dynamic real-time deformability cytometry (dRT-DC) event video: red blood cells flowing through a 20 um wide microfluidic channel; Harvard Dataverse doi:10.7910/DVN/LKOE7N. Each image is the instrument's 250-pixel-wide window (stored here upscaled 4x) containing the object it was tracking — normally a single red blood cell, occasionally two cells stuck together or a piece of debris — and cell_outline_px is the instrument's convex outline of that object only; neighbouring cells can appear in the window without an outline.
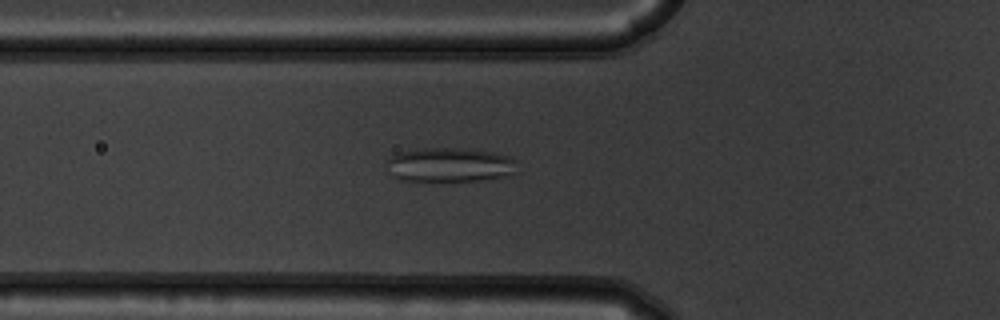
{"species": "common noctule bat (a hibernating species)", "species_latin": "Nyctalus noctula", "temperature_condition": "warm", "stored_images_in_passage": 55, "camera_frame_rate_fps": 3000, "um_per_image_px": 0.085, "animal": {"sex": "male", "body_mass_g": 19.5, "forearm_length_mm": 54.6}, "frame": {"image": 1, "passage_image": 20, "time_ms": 6.333, "image_size_px": [1000, 320], "cell_outline_px": [[516, 160], [512, 176], [480, 180], [400, 180], [392, 176], [388, 160], [392, 156], [400, 152], [424, 148], [460, 148], [492, 152], [512, 156]], "centroid_in_image_um": [38.29, 14.0], "position_along_channel_um": 87.5, "area_um2": 25.72}}
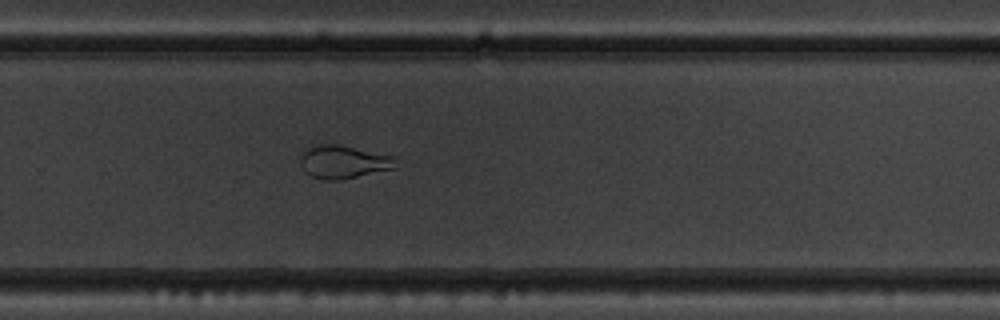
{"frame": {"image": 2, "passage_image": 37, "time_ms": 12.0, "image_size_px": [1000, 320], "cell_outline_px": [[396, 168], [340, 180], [324, 180], [312, 176], [304, 172], [300, 164], [300, 160], [304, 148], [312, 144], [336, 144], [392, 156]], "centroid_in_image_um": [29.1, 13.76], "position_along_channel_um": 300.7, "area_um2": 18.32}}
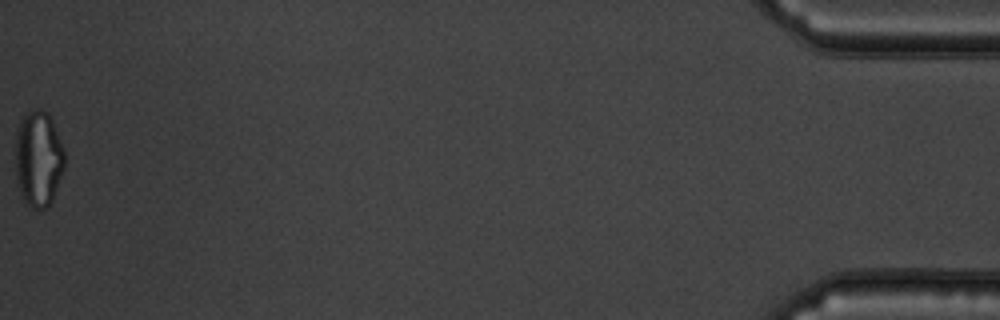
{"frame": {"image": 3, "passage_image": 55, "time_ms": 18.0, "image_size_px": [1000, 320], "cell_outline_px": [[64, 168], [52, 200], [48, 208], [32, 208], [20, 196], [16, 176], [16, 140], [20, 120], [28, 112], [36, 108], [48, 112], [52, 120], [64, 148]], "centroid_in_image_um": [3.27, 13.5], "position_along_channel_um": 431.9, "area_um2": 27.46}, "authors_computed_cell_mechanics": {"area_um2": 25.6054, "velocity_mm_per_s": 3.7595, "shape_relaxation_time_tau1_ms": null, "shape_relaxation_time_tau2_ms": 1.4401, "deformation_change_tau1": null, "deformation_change_tau2": 0.0895}}